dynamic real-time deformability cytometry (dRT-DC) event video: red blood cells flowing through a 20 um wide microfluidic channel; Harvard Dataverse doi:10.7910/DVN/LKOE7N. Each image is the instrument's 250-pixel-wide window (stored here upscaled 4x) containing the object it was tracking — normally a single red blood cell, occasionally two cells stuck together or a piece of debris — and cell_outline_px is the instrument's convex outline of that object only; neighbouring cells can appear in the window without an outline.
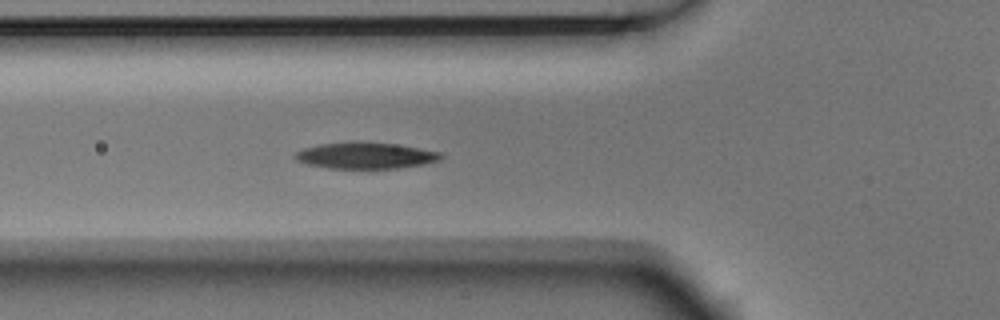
{"species": "Egyptian fruit bat (a non-hibernating species)", "species_latin": "Rousettus aegyptiacus", "temperature_condition": "room temperature", "stored_images_in_passage": 6, "segment_of_instrument_passage": [1, 2], "camera_frame_rate_fps": 3000, "um_per_image_px": 0.085, "animal": {"sex": "male"}, "frame": {"image": 1, "passage_image": 5, "time_ms": 1.333, "image_size_px": [1000, 320], "cell_outline_px": [[444, 156], [440, 160], [424, 164], [400, 168], [328, 168], [308, 164], [296, 160], [292, 156], [296, 152], [304, 148], [320, 144], [348, 140], [360, 140], [396, 144], [444, 152]], "centroid_in_image_um": [31.09, 13.19], "position_along_channel_um": 94.7, "area_um2": 22.95}}